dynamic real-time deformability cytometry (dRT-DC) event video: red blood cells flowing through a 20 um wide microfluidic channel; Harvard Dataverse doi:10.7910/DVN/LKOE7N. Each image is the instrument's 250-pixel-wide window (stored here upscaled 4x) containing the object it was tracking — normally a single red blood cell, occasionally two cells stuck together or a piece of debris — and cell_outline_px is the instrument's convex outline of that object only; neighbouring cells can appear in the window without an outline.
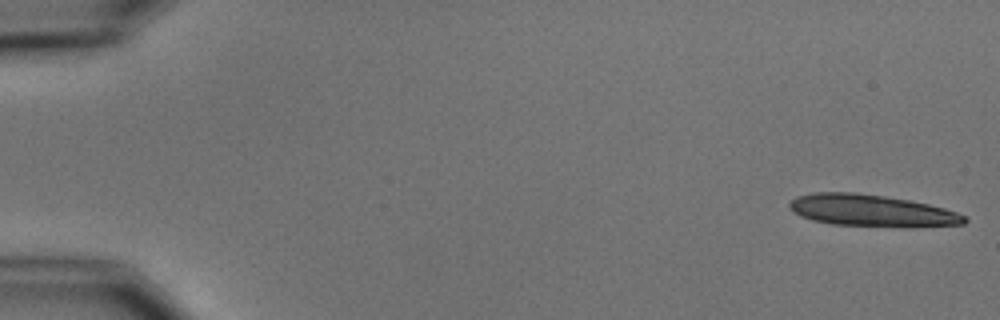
{"species": "common noctule bat (a hibernating species)", "species_latin": "Nyctalus noctula", "temperature_condition": "cold", "stored_images_in_passage": 10, "camera_frame_rate_fps": 3000, "um_per_image_px": 0.085, "animal": {"sex": "male", "body_mass_g": 15.6}, "frame": {"image": 1, "passage_image": 1, "time_ms": 0.0, "image_size_px": [1000, 320], "cell_outline_px": [[968, 220], [964, 224], [912, 228], [908, 228], [832, 224], [812, 220], [800, 216], [792, 212], [788, 208], [788, 204], [796, 196], [812, 192], [852, 192], [884, 196], [908, 200], [928, 204], [944, 208], [968, 216]], "centroid_in_image_um": [74.1, 17.92], "position_along_channel_um": 10.9, "area_um2": 33.0}}
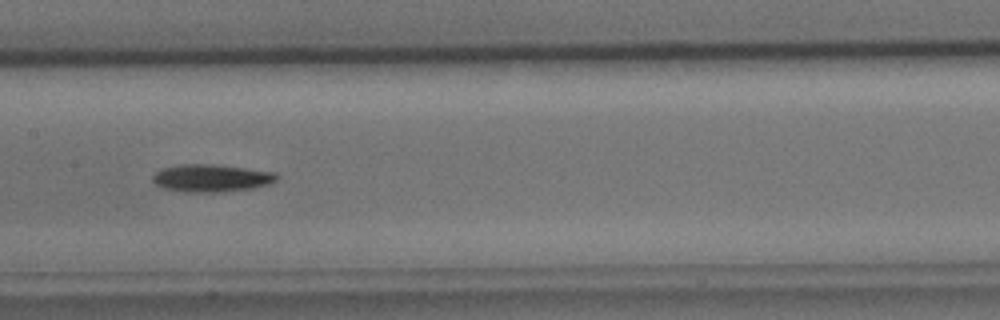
{"frame": {"image": 2, "passage_image": 8, "time_ms": 9.0, "image_size_px": [1000, 320], "cell_outline_px": [[280, 176], [276, 180], [268, 184], [252, 188], [220, 192], [188, 192], [164, 188], [156, 184], [152, 180], [152, 176], [160, 168], [180, 164], [212, 164], [276, 172]], "centroid_in_image_um": [17.95, 15.13], "position_along_channel_um": 189.4, "area_um2": 19.88}}
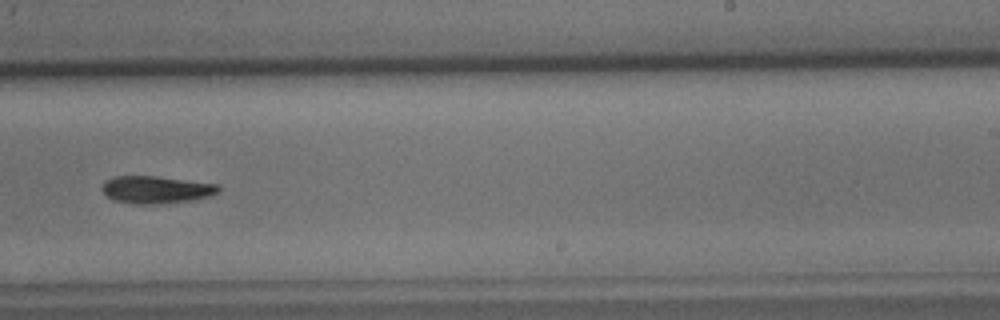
{"frame": {"image": 3, "passage_image": 10, "time_ms": 11.333, "image_size_px": [1000, 320], "cell_outline_px": [[220, 192], [212, 196], [192, 200], [160, 204], [132, 204], [112, 200], [100, 188], [104, 180], [112, 176], [156, 176], [220, 184]], "centroid_in_image_um": [13.28, 16.12], "position_along_channel_um": 275.7, "area_um2": 19.02}}